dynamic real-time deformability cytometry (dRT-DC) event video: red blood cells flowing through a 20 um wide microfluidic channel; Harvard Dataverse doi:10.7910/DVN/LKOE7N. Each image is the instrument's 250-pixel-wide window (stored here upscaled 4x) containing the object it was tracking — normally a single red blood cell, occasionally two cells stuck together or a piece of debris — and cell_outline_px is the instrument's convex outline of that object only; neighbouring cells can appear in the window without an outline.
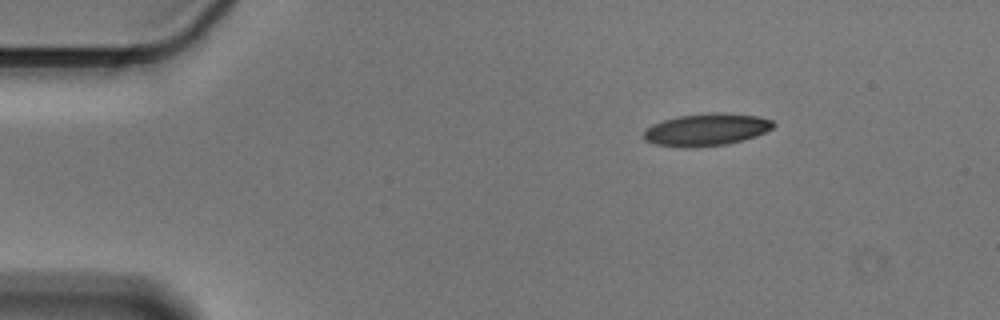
{"species": "Egyptian fruit bat (a non-hibernating species)", "species_latin": "Rousettus aegyptiacus", "temperature_condition": "cold", "stored_images_in_passage": 49, "camera_frame_rate_fps": 3000, "um_per_image_px": 0.085, "animal": {"sex": "male"}, "frame": {"image": 1, "passage_image": 1, "time_ms": 0.0, "image_size_px": [1000, 320], "cell_outline_px": [[776, 124], [772, 128], [756, 136], [744, 140], [728, 144], [696, 148], [684, 148], [656, 144], [644, 140], [644, 128], [652, 124], [676, 116], [708, 112], [720, 112], [756, 116], [772, 120]], "centroid_in_image_um": [60.02, 11.02], "position_along_channel_um": 25.0, "area_um2": 24.74}}
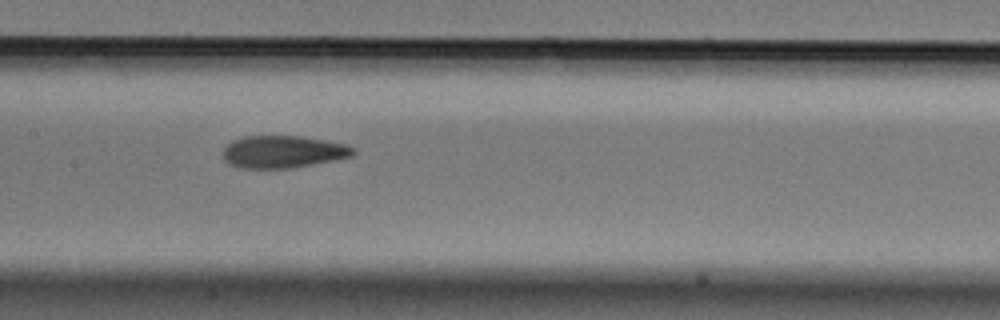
{"frame": {"image": 2, "passage_image": 20, "time_ms": 6.333, "image_size_px": [1000, 320], "cell_outline_px": [[356, 152], [352, 156], [336, 160], [292, 168], [236, 168], [228, 164], [224, 160], [220, 152], [232, 140], [244, 136], [300, 136], [324, 140], [344, 144], [356, 148]], "centroid_in_image_um": [24.02, 12.91], "position_along_channel_um": 183.4, "area_um2": 24.85}}
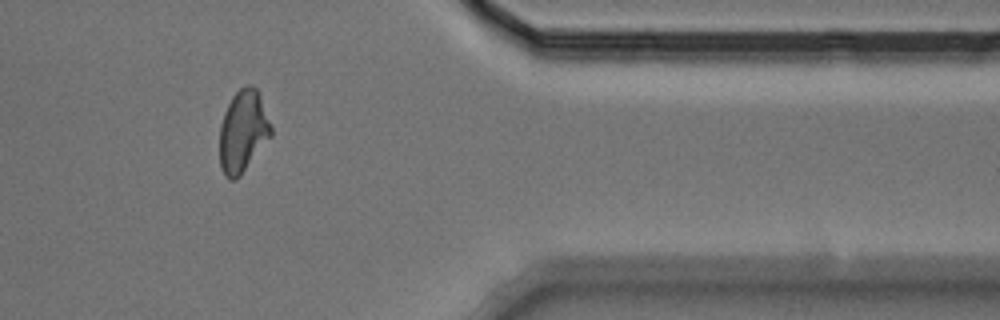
{"frame": {"image": 3, "passage_image": 39, "time_ms": 12.667, "image_size_px": [1000, 320], "cell_outline_px": [[272, 136], [240, 176], [236, 180], [228, 180], [224, 176], [220, 168], [220, 124], [224, 112], [232, 96], [240, 88], [248, 84], [252, 84], [260, 92], [272, 128]], "centroid_in_image_um": [20.66, 11.17], "position_along_channel_um": 390.7, "area_um2": 24.97}, "authors_computed_cell_mechanics": {"area_um2": 24.6806, "velocity_mm_per_s": 3.5861, "shape_relaxation_time_tau1_ms": 5.5456, "shape_relaxation_time_tau2_ms": 2.9145, "deformation_change_tau1": 0.1521, "deformation_change_tau2": 0.1053}}